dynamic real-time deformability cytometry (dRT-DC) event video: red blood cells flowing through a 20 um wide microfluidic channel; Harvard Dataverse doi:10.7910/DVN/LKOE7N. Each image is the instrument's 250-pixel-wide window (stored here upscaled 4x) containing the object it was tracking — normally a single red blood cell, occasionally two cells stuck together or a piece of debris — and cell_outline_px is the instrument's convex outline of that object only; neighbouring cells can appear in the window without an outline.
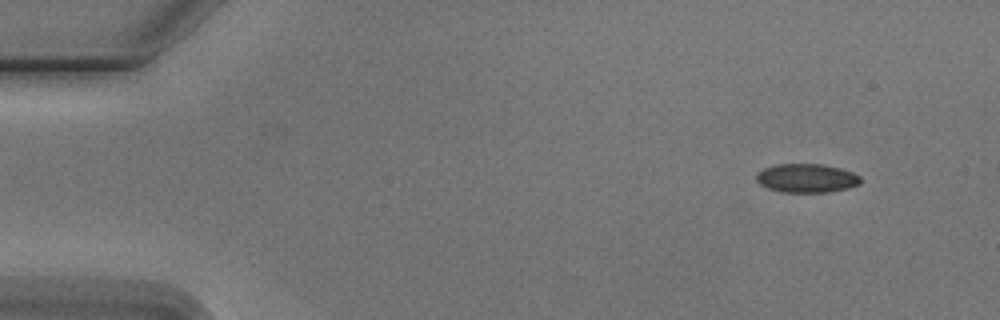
{"species": "Egyptian fruit bat (a non-hibernating species)", "species_latin": "Rousettus aegyptiacus", "temperature_condition": "cold", "stored_images_in_passage": 4, "camera_frame_rate_fps": 3000, "um_per_image_px": 0.085, "animal": {"sex": "male"}, "frame": {"image": 1, "passage_image": 1, "time_ms": 0.0, "image_size_px": [1000, 320], "cell_outline_px": [[860, 184], [848, 188], [828, 192], [780, 192], [768, 188], [760, 184], [756, 180], [756, 172], [764, 168], [776, 164], [824, 164], [840, 168], [852, 172], [860, 176]], "centroid_in_image_um": [68.54, 15.14], "position_along_channel_um": 16.5, "area_um2": 17.57}}
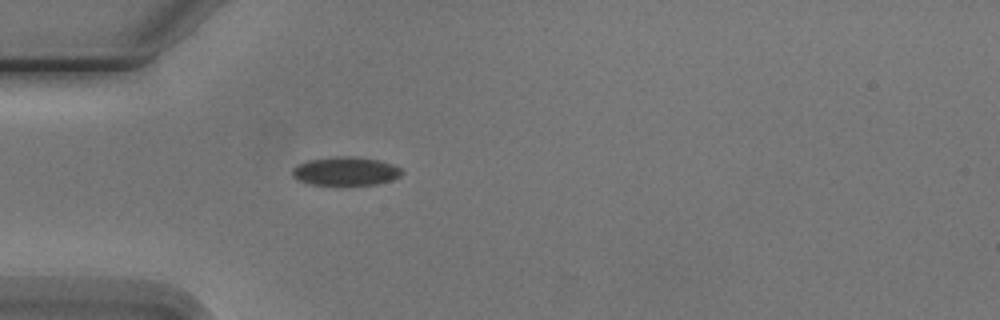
{"frame": {"image": 2, "passage_image": 4, "time_ms": 3.667, "image_size_px": [1000, 320], "cell_outline_px": [[404, 172], [400, 176], [392, 180], [376, 184], [312, 184], [296, 180], [292, 176], [292, 168], [308, 160], [336, 156], [352, 156], [380, 160], [392, 164], [400, 168]], "centroid_in_image_um": [29.38, 14.54], "position_along_channel_um": 55.6, "area_um2": 18.15}}